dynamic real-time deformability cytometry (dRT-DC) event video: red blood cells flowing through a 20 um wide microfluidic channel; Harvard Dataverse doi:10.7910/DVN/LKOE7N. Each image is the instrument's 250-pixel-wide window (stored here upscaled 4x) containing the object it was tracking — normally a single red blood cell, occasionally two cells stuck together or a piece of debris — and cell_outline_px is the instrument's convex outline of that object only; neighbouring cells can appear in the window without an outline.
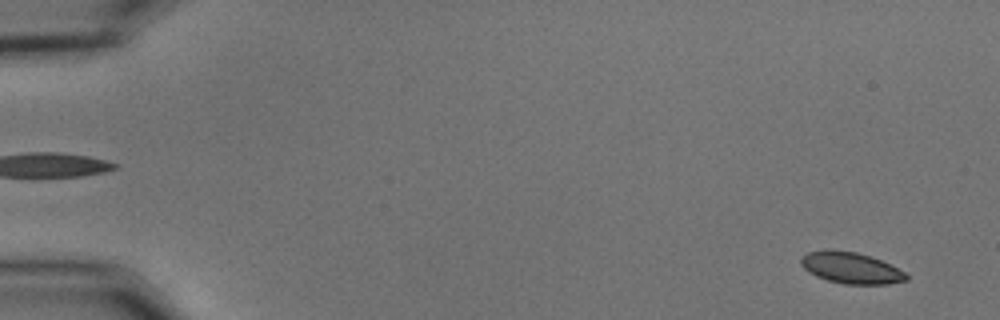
{"species": "common noctule bat (a hibernating species)", "species_latin": "Nyctalus noctula", "temperature_condition": "cold", "stored_images_in_passage": 56, "camera_frame_rate_fps": 3000, "um_per_image_px": 0.085, "animal": {"sex": "male", "body_mass_g": 15.6}, "frame": {"image": 1, "passage_image": 3, "time_ms": 0.667, "image_size_px": [1000, 320], "cell_outline_px": [[908, 280], [888, 284], [844, 284], [828, 280], [816, 276], [808, 272], [800, 264], [800, 256], [808, 252], [856, 252], [872, 256], [904, 272], [908, 276]], "centroid_in_image_um": [72.34, 22.81], "position_along_channel_um": 12.7, "area_um2": 18.67}}
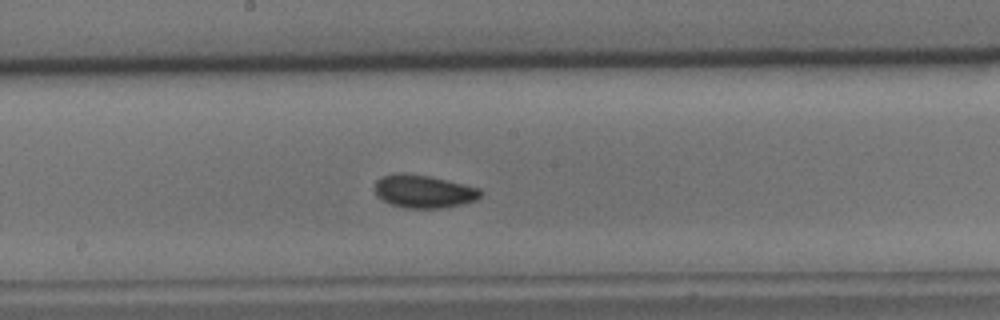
{"frame": {"image": 2, "passage_image": 31, "time_ms": 10.0, "image_size_px": [1000, 320], "cell_outline_px": [[484, 192], [476, 200], [464, 204], [444, 208], [404, 208], [388, 204], [376, 196], [376, 180], [384, 176], [396, 172], [400, 172], [428, 176], [464, 184], [480, 188]], "centroid_in_image_um": [36.02, 16.28], "position_along_channel_um": 212.2, "area_um2": 20.52}}
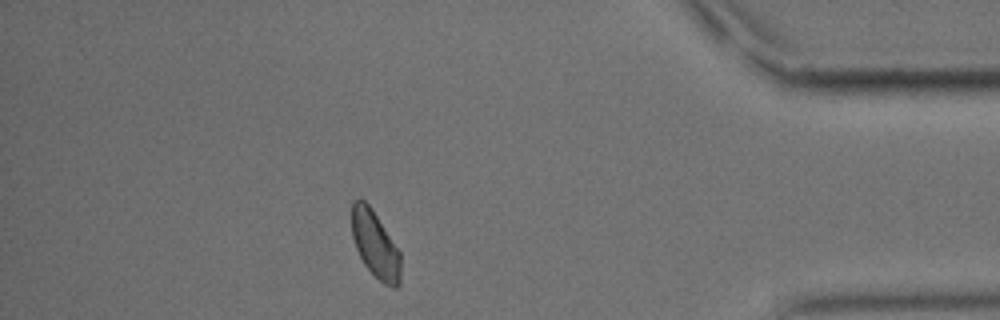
{"frame": {"image": 3, "passage_image": 50, "time_ms": 16.333, "image_size_px": [1000, 320], "cell_outline_px": [[400, 284], [396, 288], [392, 288], [384, 284], [364, 264], [356, 248], [352, 236], [352, 204], [356, 200], [364, 200], [372, 208], [400, 252]], "centroid_in_image_um": [31.9, 20.8], "position_along_channel_um": 403.3, "area_um2": 18.79}, "authors_computed_cell_mechanics": {"area_um2": 19.5364, "velocity_mm_per_s": 3.5821, "shape_relaxation_time_tau1_ms": 4.3599, "shape_relaxation_time_tau2_ms": 3.801, "deformation_change_tau1": 0.0666, "deformation_change_tau2": 0.0749}}